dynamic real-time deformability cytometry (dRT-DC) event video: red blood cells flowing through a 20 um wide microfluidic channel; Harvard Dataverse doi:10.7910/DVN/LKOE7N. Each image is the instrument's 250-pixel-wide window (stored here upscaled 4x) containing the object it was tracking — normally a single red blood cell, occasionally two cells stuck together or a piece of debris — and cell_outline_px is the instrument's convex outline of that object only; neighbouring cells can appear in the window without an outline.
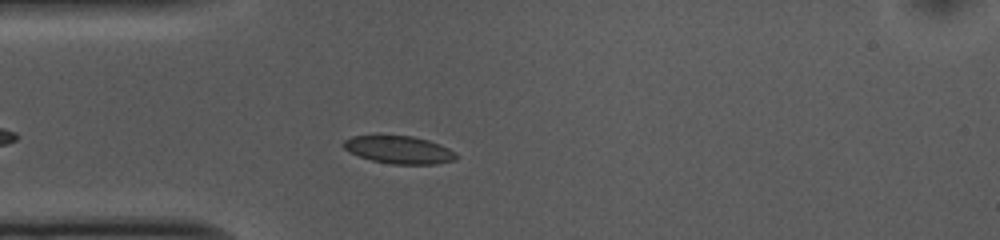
{"species": "common noctule bat (a hibernating species)", "species_latin": "Nyctalus noctula", "temperature_condition": "cold", "stored_images_in_passage": 22, "camera_frame_rate_fps": 3000, "um_per_image_px": 0.085, "animal": {"sex": "female", "body_mass_g": 10.0, "forearm_length_mm": 53.1}, "frame": {"image": 1, "passage_image": 8, "time_ms": 2.333, "image_size_px": [1000, 240], "cell_outline_px": [[460, 156], [456, 160], [436, 164], [392, 164], [372, 160], [360, 156], [344, 148], [340, 144], [344, 140], [352, 136], [412, 136], [428, 140], [440, 144], [456, 152]], "centroid_in_image_um": [33.97, 12.74], "position_along_channel_um": 51.0, "area_um2": 18.15}}
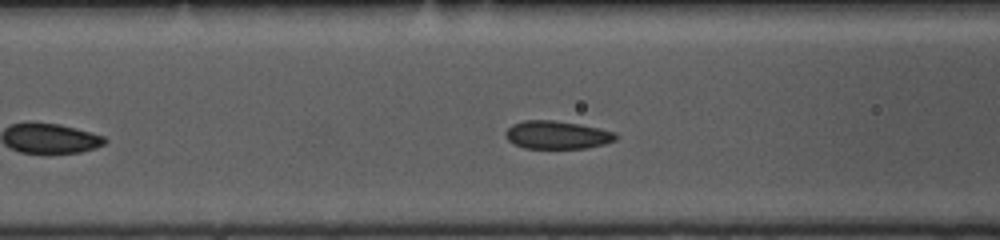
{"frame": {"image": 2, "passage_image": 14, "time_ms": 4.333, "image_size_px": [1000, 240], "cell_outline_px": [[616, 140], [604, 144], [584, 148], [524, 148], [508, 140], [504, 136], [504, 132], [512, 124], [524, 120], [552, 120], [580, 124], [600, 128], [616, 132]], "centroid_in_image_um": [47.34, 11.46], "position_along_channel_um": 119.3, "area_um2": 18.03}}
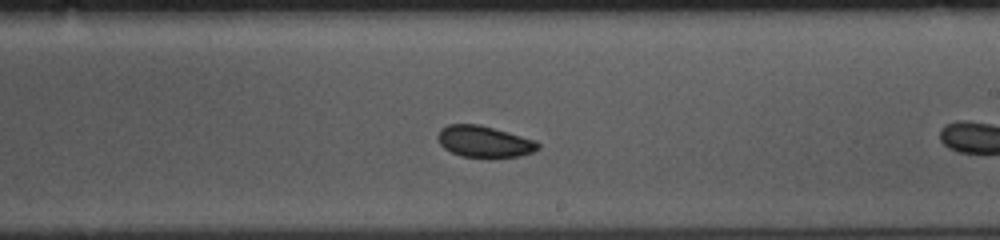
{"frame": {"image": 3, "passage_image": 21, "time_ms": 6.667, "image_size_px": [1000, 240], "cell_outline_px": [[540, 148], [532, 152], [520, 156], [492, 160], [460, 156], [444, 148], [440, 144], [436, 136], [440, 128], [448, 124], [476, 124], [508, 132], [536, 140], [540, 144]], "centroid_in_image_um": [41.16, 12.08], "position_along_channel_um": 247.8, "area_um2": 18.96}}